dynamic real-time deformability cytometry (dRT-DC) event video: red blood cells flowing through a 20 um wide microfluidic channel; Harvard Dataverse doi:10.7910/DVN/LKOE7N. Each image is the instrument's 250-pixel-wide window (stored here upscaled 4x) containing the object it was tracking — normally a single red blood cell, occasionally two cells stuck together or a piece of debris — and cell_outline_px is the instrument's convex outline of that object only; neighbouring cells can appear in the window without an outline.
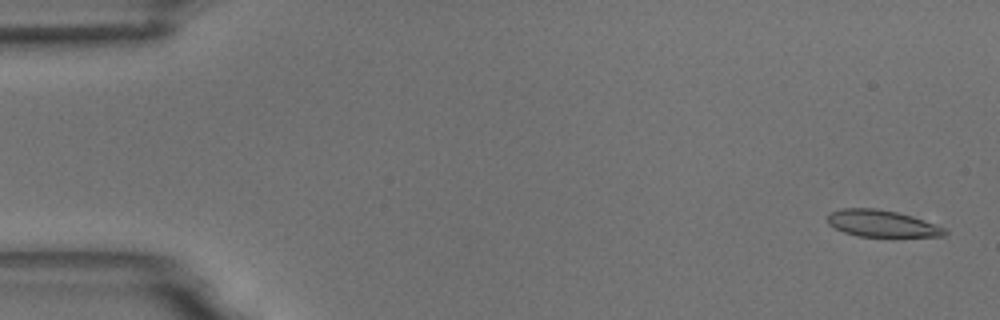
{"species": "common noctule bat (a hibernating species)", "species_latin": "Nyctalus noctula", "temperature_condition": "room temperature", "stored_images_in_passage": 54, "camera_frame_rate_fps": 3000, "um_per_image_px": 0.085, "animal": {"sex": "male", "body_mass_g": 18.8}, "frame": {"image": 1, "passage_image": 2, "time_ms": 0.333, "image_size_px": [1000, 320], "cell_outline_px": [[948, 232], [944, 236], [856, 236], [844, 232], [828, 224], [828, 212], [840, 208], [876, 208], [896, 212], [912, 216], [924, 220], [944, 228]], "centroid_in_image_um": [74.91, 18.99], "position_along_channel_um": 10.1, "area_um2": 18.15}}
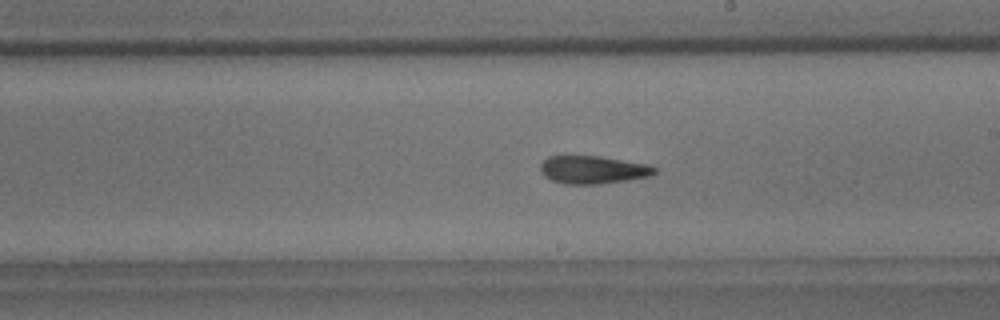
{"frame": {"image": 2, "passage_image": 31, "time_ms": 10.0, "image_size_px": [1000, 320], "cell_outline_px": [[656, 172], [652, 176], [628, 180], [600, 184], [564, 184], [552, 180], [544, 176], [540, 172], [540, 164], [548, 156], [600, 156], [648, 164], [656, 168]], "centroid_in_image_um": [50.4, 14.43], "position_along_channel_um": 238.6, "area_um2": 18.73}}
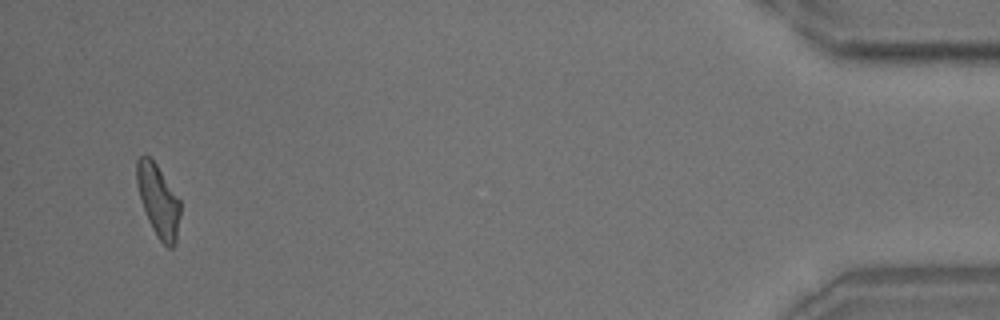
{"frame": {"image": 3, "passage_image": 52, "time_ms": 17.0, "image_size_px": [1000, 320], "cell_outline_px": [[180, 216], [176, 244], [172, 248], [168, 248], [156, 236], [148, 220], [136, 184], [136, 160], [140, 156], [148, 156], [156, 164], [180, 200]], "centroid_in_image_um": [13.46, 17.08], "position_along_channel_um": 421.7, "area_um2": 18.21}, "authors_computed_cell_mechanics": {"area_um2": 18.9584, "velocity_mm_per_s": 3.7482, "shape_relaxation_time_tau1_ms": 8.5485, "shape_relaxation_time_tau2_ms": 3.6449, "deformation_change_tau1": 0.195, "deformation_change_tau2": 0.1248}}